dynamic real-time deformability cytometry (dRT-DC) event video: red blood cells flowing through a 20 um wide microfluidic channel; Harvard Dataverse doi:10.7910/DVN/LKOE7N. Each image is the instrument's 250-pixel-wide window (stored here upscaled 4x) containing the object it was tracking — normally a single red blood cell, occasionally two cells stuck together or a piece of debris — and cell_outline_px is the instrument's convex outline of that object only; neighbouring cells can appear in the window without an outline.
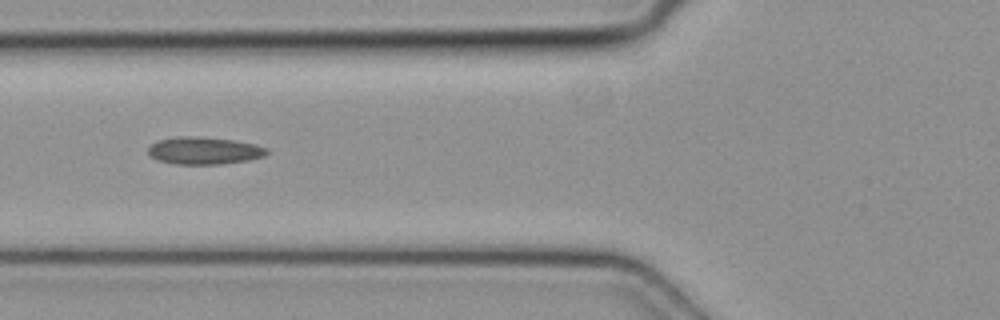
{"species": "common noctule bat (a hibernating species)", "species_latin": "Nyctalus noctula", "temperature_condition": "cold", "stored_images_in_passage": 2, "camera_frame_rate_fps": 3000, "um_per_image_px": 0.085, "animal": {"sex": "female", "body_mass_g": 19.3, "forearm_length_mm": 54.1}, "frame": {"image": 1, "passage_image": 2, "time_ms": 0.333, "image_size_px": [1000, 320], "cell_outline_px": [[268, 152], [264, 156], [248, 160], [220, 164], [176, 164], [156, 160], [148, 156], [148, 148], [152, 144], [160, 140], [176, 136], [188, 136], [232, 140], [252, 144], [268, 148]], "centroid_in_image_um": [17.3, 12.82], "position_along_channel_um": 108.5, "area_um2": 18.73}}